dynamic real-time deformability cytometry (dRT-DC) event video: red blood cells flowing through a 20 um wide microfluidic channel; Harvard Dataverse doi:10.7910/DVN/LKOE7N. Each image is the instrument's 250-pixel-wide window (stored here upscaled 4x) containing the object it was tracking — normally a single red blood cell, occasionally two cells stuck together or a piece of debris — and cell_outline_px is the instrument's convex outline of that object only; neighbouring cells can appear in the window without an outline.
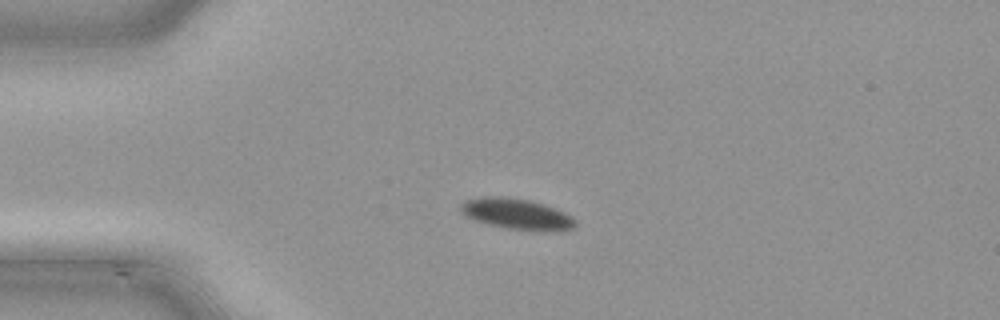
{"species": "common noctule bat (a hibernating species)", "species_latin": "Nyctalus noctula", "temperature_condition": "cold", "stored_images_in_passage": 45, "camera_frame_rate_fps": 3000, "um_per_image_px": 0.085, "animal": {"sex": "male", "body_mass_g": 21.5, "forearm_length_mm": 52.0}, "frame": {"image": 1, "passage_image": 8, "time_ms": 2.333, "image_size_px": [1000, 320], "cell_outline_px": [[576, 228], [560, 232], [536, 232], [508, 228], [488, 224], [472, 220], [460, 212], [460, 204], [464, 200], [484, 196], [500, 196], [528, 200], [544, 204], [564, 212], [572, 216], [576, 220]], "centroid_in_image_um": [43.96, 18.22], "position_along_channel_um": 41.0, "area_um2": 21.15}}
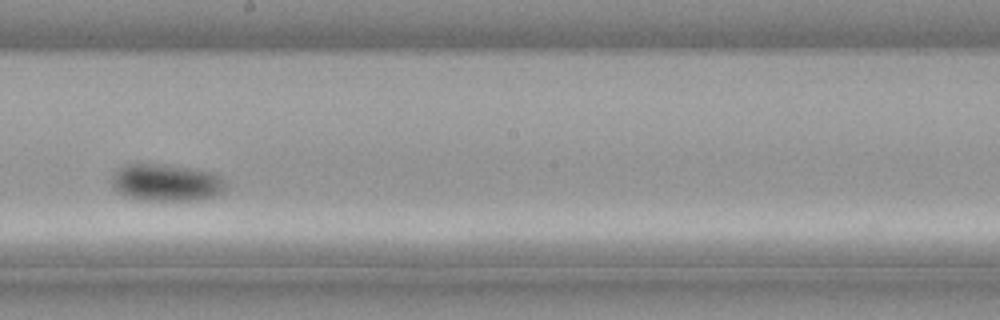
{"frame": {"image": 2, "passage_image": 24, "time_ms": 7.667, "image_size_px": [1000, 320], "cell_outline_px": [[224, 192], [216, 196], [204, 200], [140, 200], [128, 196], [112, 188], [112, 176], [120, 168], [128, 164], [148, 164], [184, 168], [208, 172], [220, 176], [224, 188]], "centroid_in_image_um": [14.12, 15.56], "position_along_channel_um": 234.1, "area_um2": 23.99}}
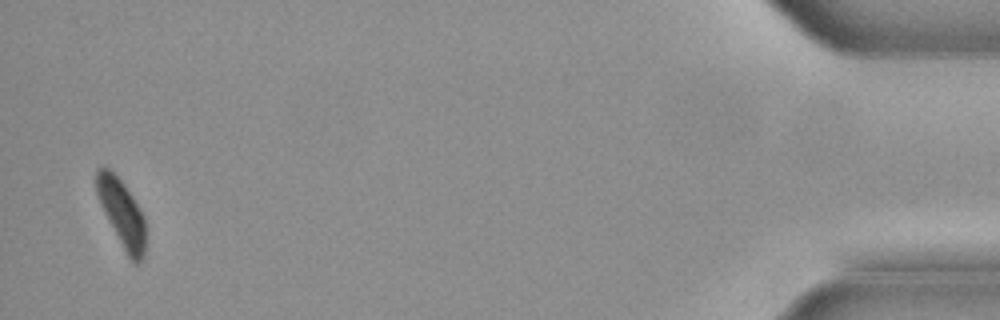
{"frame": {"image": 3, "passage_image": 44, "time_ms": 14.333, "image_size_px": [1000, 320], "cell_outline_px": [[144, 256], [136, 264], [128, 256], [108, 220], [104, 212], [96, 192], [96, 168], [108, 168], [120, 180], [132, 196], [140, 208], [144, 216]], "centroid_in_image_um": [10.34, 18.1], "position_along_channel_um": 424.9, "area_um2": 18.61}}